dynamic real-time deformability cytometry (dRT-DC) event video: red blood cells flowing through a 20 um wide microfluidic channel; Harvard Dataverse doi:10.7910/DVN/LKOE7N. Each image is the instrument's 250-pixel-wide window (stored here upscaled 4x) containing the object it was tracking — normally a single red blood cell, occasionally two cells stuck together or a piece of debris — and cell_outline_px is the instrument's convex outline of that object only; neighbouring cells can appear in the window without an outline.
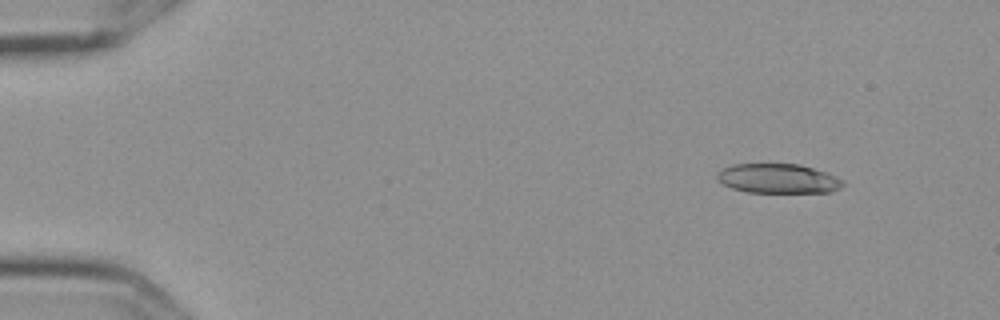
{"species": "Egyptian fruit bat (a non-hibernating species)", "species_latin": "Rousettus aegyptiacus", "temperature_condition": "cold", "stored_images_in_passage": 7, "camera_frame_rate_fps": 3000, "um_per_image_px": 0.085, "frame": {"image": 1, "passage_image": 2, "time_ms": 0.333, "image_size_px": [1000, 320], "cell_outline_px": [[844, 184], [828, 192], [748, 192], [732, 188], [716, 180], [716, 172], [732, 164], [800, 164], [828, 172], [844, 180]], "centroid_in_image_um": [66.11, 15.16], "position_along_channel_um": 18.9, "area_um2": 21.62}}
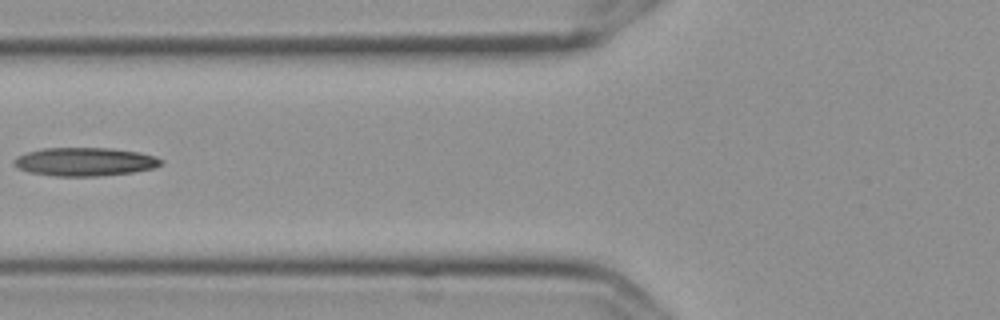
{"frame": {"image": 2, "passage_image": 6, "time_ms": 1.667, "image_size_px": [1000, 320], "cell_outline_px": [[164, 164], [156, 168], [132, 172], [100, 176], [56, 176], [28, 172], [16, 168], [12, 164], [12, 160], [16, 156], [28, 152], [44, 148], [112, 148], [140, 152], [156, 156], [164, 160]], "centroid_in_image_um": [7.23, 13.75], "position_along_channel_um": 118.6, "area_um2": 24.74}}
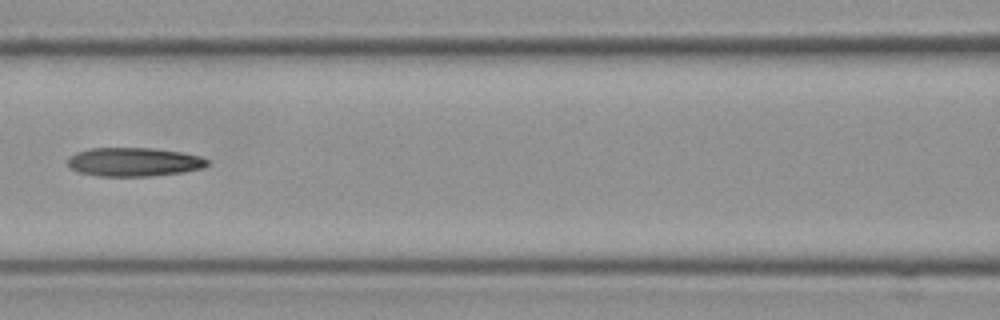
{"frame": {"image": 3, "passage_image": 7, "time_ms": 2.0, "image_size_px": [1000, 320], "cell_outline_px": [[208, 164], [204, 168], [184, 172], [152, 176], [100, 176], [76, 172], [68, 164], [68, 156], [76, 152], [92, 148], [152, 148], [180, 152], [200, 156], [208, 160]], "centroid_in_image_um": [11.38, 13.77], "position_along_channel_um": 155.2, "area_um2": 23.47}}